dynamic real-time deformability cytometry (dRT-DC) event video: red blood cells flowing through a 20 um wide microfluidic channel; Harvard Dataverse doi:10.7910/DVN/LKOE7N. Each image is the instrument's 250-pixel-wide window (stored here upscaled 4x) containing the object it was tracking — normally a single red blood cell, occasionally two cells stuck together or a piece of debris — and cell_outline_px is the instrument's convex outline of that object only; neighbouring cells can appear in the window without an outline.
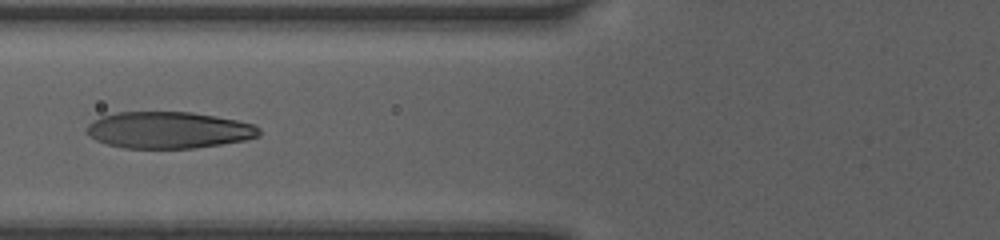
{"species": "human", "species_latin": "Homo sapiens", "temperature_condition": "room temperature", "stored_images_in_passage": 5, "camera_frame_rate_fps": 3000, "um_per_image_px": 0.085, "donor": {"sex": "female"}, "frame": {"image": 1, "passage_image": 4, "time_ms": 2.667, "image_size_px": [1000, 240], "cell_outline_px": [[260, 136], [248, 140], [196, 148], [124, 148], [108, 144], [96, 140], [88, 136], [84, 132], [84, 128], [92, 120], [100, 116], [116, 112], [192, 112], [236, 120], [256, 124], [260, 128]], "centroid_in_image_um": [14.32, 11.05], "position_along_channel_um": 111.5, "area_um2": 37.28}}